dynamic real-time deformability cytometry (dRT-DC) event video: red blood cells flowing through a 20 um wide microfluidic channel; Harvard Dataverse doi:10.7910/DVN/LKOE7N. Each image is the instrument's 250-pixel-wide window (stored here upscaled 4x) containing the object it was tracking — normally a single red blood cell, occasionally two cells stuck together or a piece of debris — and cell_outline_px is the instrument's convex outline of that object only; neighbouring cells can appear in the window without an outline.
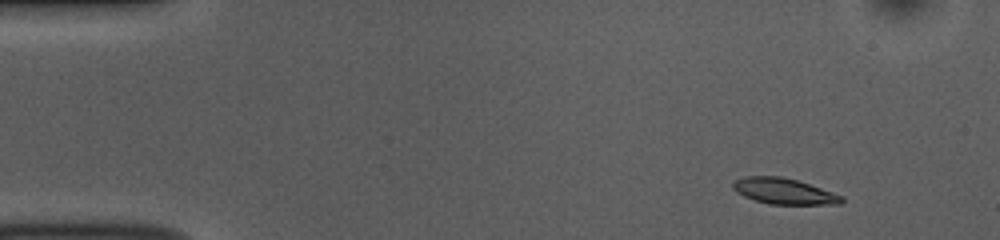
{"species": "common noctule bat (a hibernating species)", "species_latin": "Nyctalus noctula", "temperature_condition": "room temperature", "stored_images_in_passage": 48, "camera_frame_rate_fps": 3000, "um_per_image_px": 0.085, "animal": {"sex": "female", "body_mass_g": 10.0, "forearm_length_mm": 53.1}, "frame": {"image": 1, "passage_image": 1, "time_ms": 0.0, "image_size_px": [1000, 240], "cell_outline_px": [[844, 200], [840, 204], [768, 204], [744, 196], [736, 192], [732, 188], [732, 180], [744, 176], [780, 176], [796, 180], [844, 196]], "centroid_in_image_um": [66.59, 16.24], "position_along_channel_um": 18.4, "area_um2": 16.36}}
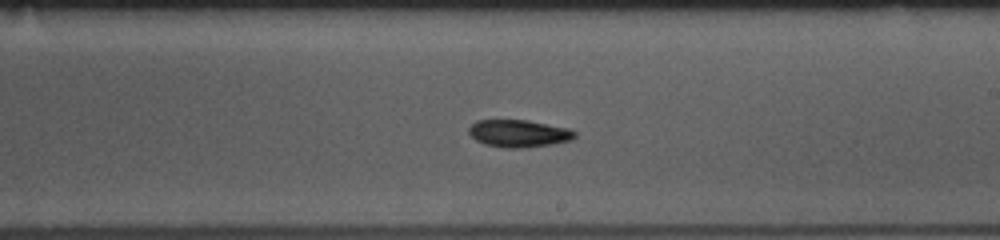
{"frame": {"image": 2, "passage_image": 26, "time_ms": 8.333, "image_size_px": [1000, 240], "cell_outline_px": [[576, 136], [572, 140], [552, 144], [528, 148], [504, 148], [484, 144], [476, 140], [468, 132], [468, 128], [476, 120], [528, 120], [568, 128], [576, 132]], "centroid_in_image_um": [44.1, 11.35], "position_along_channel_um": 244.9, "area_um2": 17.05}}
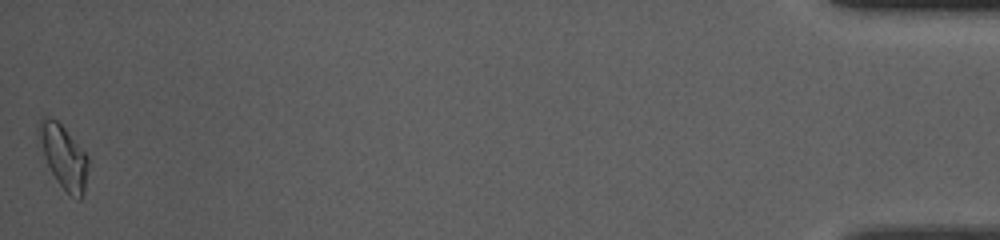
{"frame": {"image": 3, "passage_image": 48, "time_ms": 15.667, "image_size_px": [1000, 240], "cell_outline_px": [[88, 164], [84, 192], [80, 200], [72, 196], [56, 180], [44, 156], [36, 132], [36, 124], [44, 116], [48, 116], [56, 120], [64, 128], [88, 156]], "centroid_in_image_um": [5.37, 13.27], "position_along_channel_um": 429.8, "area_um2": 17.98}, "authors_computed_cell_mechanics": {"area_um2": 16.6753, "velocity_mm_per_s": 3.8001, "shape_relaxation_time_tau1_ms": 3.8428, "shape_relaxation_time_tau2_ms": null, "deformation_change_tau1": 0.1236, "deformation_change_tau2": null}}